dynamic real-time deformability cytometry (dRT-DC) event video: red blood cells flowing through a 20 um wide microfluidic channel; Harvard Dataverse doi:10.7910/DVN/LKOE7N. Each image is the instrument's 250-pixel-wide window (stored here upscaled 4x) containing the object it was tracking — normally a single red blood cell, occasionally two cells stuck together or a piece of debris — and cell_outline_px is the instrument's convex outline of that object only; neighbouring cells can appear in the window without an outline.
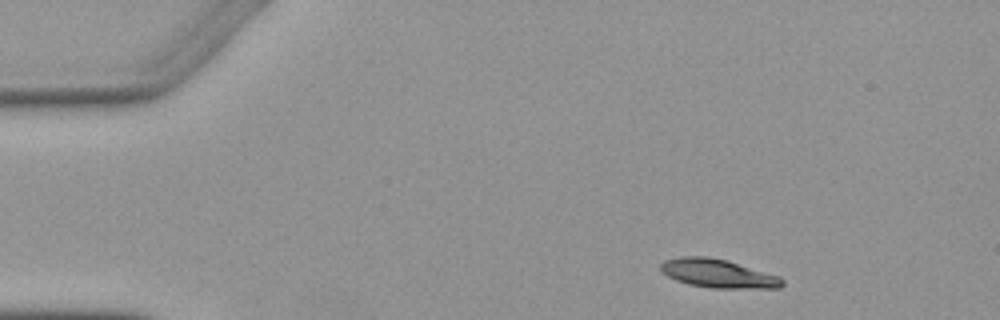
{"species": "Egyptian fruit bat (a non-hibernating species)", "species_latin": "Rousettus aegyptiacus", "temperature_condition": "warm", "stored_images_in_passage": 4, "camera_frame_rate_fps": 3000, "um_per_image_px": 0.085, "animal": {"sex": "female"}, "frame": {"image": 1, "passage_image": 1, "time_ms": 0.0, "image_size_px": [1000, 320], "cell_outline_px": [[784, 284], [780, 288], [708, 288], [688, 284], [676, 280], [660, 272], [660, 264], [664, 260], [680, 256], [708, 256], [728, 260], [780, 276], [784, 280]], "centroid_in_image_um": [61.02, 23.24], "position_along_channel_um": 24.0, "area_um2": 20.58}}
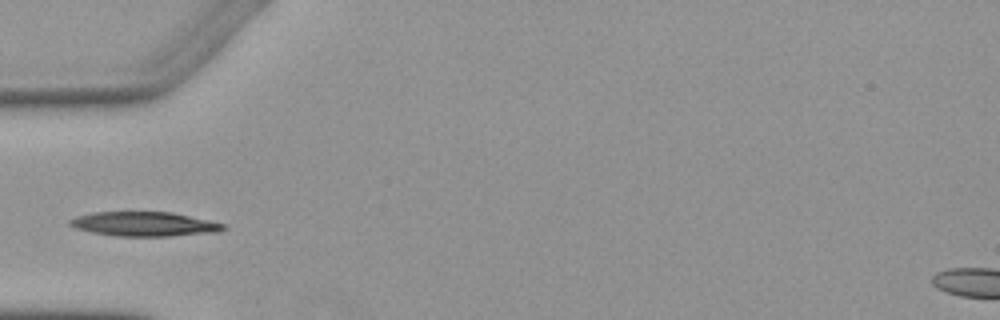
{"frame": {"image": 2, "passage_image": 4, "time_ms": 3.333, "image_size_px": [1000, 320], "cell_outline_px": [[228, 228], [216, 232], [172, 236], [116, 236], [92, 232], [76, 228], [68, 224], [68, 220], [76, 216], [92, 212], [172, 212], [212, 220], [224, 224]], "centroid_in_image_um": [12.28, 19.04], "position_along_channel_um": 72.7, "area_um2": 21.96}}